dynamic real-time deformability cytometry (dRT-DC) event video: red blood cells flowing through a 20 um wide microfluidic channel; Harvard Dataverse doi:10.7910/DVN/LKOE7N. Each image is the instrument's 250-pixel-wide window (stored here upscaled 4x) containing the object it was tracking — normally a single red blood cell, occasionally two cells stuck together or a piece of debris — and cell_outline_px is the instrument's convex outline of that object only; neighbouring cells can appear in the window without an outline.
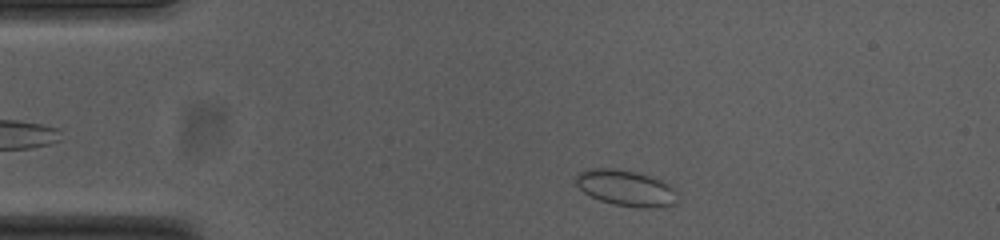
{"species": "common noctule bat (a hibernating species)", "species_latin": "Nyctalus noctula", "temperature_condition": "cold", "stored_images_in_passage": 47, "camera_frame_rate_fps": 3000, "um_per_image_px": 0.085, "animal": {"sex": "female", "body_mass_g": 23.0, "forearm_length_mm": 53.4}, "frame": {"image": 1, "passage_image": 3, "time_ms": 0.667, "image_size_px": [1000, 240], "cell_outline_px": [[680, 200], [676, 204], [656, 208], [640, 208], [616, 204], [600, 200], [584, 192], [576, 184], [576, 176], [580, 172], [588, 168], [612, 168], [640, 172], [660, 180], [668, 184], [672, 188]], "centroid_in_image_um": [53.24, 15.98], "position_along_channel_um": 31.8, "area_um2": 21.33}}
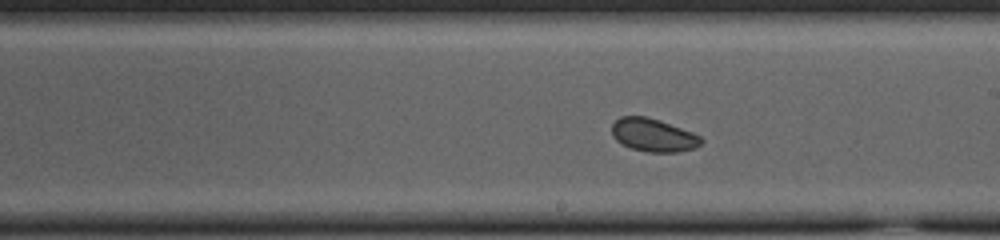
{"frame": {"image": 2, "passage_image": 23, "time_ms": 7.333, "image_size_px": [1000, 240], "cell_outline_px": [[704, 140], [696, 148], [676, 152], [648, 152], [632, 148], [616, 140], [612, 136], [612, 124], [620, 116], [644, 116], [660, 120], [692, 132], [700, 136]], "centroid_in_image_um": [55.54, 11.48], "position_along_channel_um": 233.5, "area_um2": 17.17}}
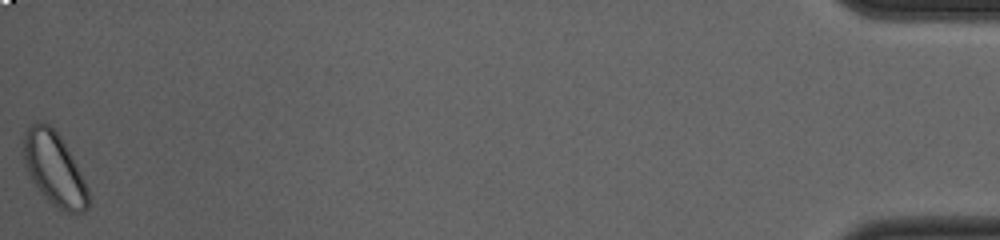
{"frame": {"image": 3, "passage_image": 47, "time_ms": 15.333, "image_size_px": [1000, 240], "cell_outline_px": [[88, 208], [84, 212], [64, 212], [56, 208], [44, 196], [32, 180], [28, 172], [20, 152], [24, 136], [28, 128], [32, 124], [40, 120], [48, 124], [60, 136], [84, 180], [88, 188]], "centroid_in_image_um": [4.57, 14.35], "position_along_channel_um": 430.6, "area_um2": 27.4}, "authors_computed_cell_mechanics": {"area_um2": 18.3226, "velocity_mm_per_s": 3.7195, "shape_relaxation_time_tau1_ms": null, "shape_relaxation_time_tau2_ms": 1.9324, "deformation_change_tau1": null, "deformation_change_tau2": 0.0477}}